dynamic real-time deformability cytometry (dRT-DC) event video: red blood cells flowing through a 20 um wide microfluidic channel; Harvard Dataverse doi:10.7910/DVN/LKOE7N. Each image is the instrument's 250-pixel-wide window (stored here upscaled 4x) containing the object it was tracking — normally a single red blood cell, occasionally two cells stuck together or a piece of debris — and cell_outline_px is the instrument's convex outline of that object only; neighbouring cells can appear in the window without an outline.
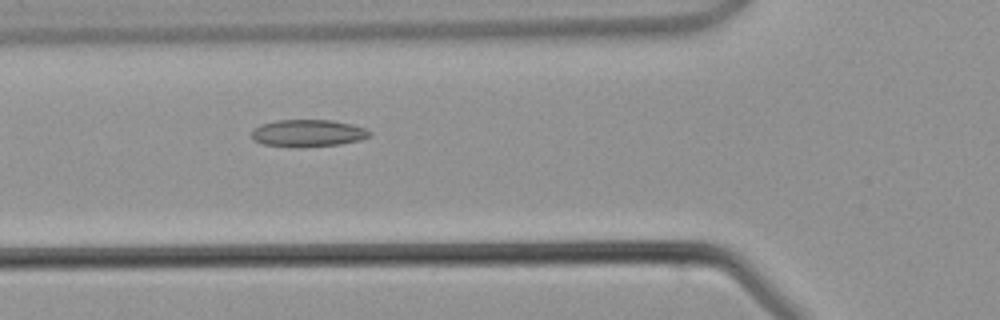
{"species": "common noctule bat (a hibernating species)", "species_latin": "Nyctalus noctula", "temperature_condition": "warm", "stored_images_in_passage": 5, "camera_frame_rate_fps": 3000, "um_per_image_px": 0.085, "animal": {"sex": "male", "body_mass_g": 21.5, "forearm_length_mm": 52.0}, "frame": {"image": 1, "passage_image": 5, "time_ms": 6.0, "image_size_px": [1000, 320], "cell_outline_px": [[372, 136], [360, 140], [340, 144], [300, 148], [296, 148], [260, 144], [252, 140], [252, 128], [260, 124], [276, 120], [332, 120], [352, 124], [364, 128], [372, 132]], "centroid_in_image_um": [26.14, 11.33], "position_along_channel_um": 99.7, "area_um2": 19.13}}